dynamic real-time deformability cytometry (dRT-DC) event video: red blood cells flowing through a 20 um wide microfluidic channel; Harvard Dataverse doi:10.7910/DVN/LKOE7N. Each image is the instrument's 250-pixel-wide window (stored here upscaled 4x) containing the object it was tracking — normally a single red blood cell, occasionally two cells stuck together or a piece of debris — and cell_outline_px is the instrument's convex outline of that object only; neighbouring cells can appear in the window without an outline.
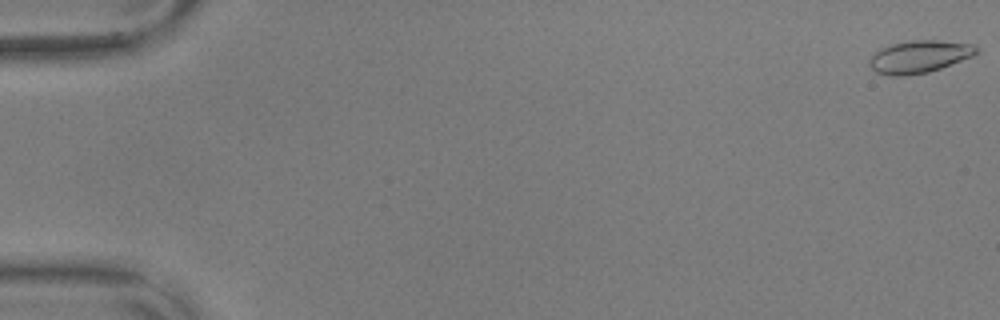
{"species": "common noctule bat (a hibernating species)", "species_latin": "Nyctalus noctula", "temperature_condition": "warm", "stored_images_in_passage": 57, "camera_frame_rate_fps": 3000, "um_per_image_px": 0.085, "animal": {"sex": "male", "body_mass_g": 17.9, "forearm_length_mm": 54.2}, "frame": {"image": 1, "passage_image": 1, "time_ms": 0.0, "image_size_px": [1000, 320], "cell_outline_px": [[980, 52], [972, 56], [940, 68], [928, 72], [908, 76], [888, 76], [876, 72], [868, 64], [868, 60], [880, 48], [892, 44], [908, 40], [936, 40], [976, 44], [980, 48]], "centroid_in_image_um": [78.15, 4.81], "position_along_channel_um": 6.8, "area_um2": 20.46}}
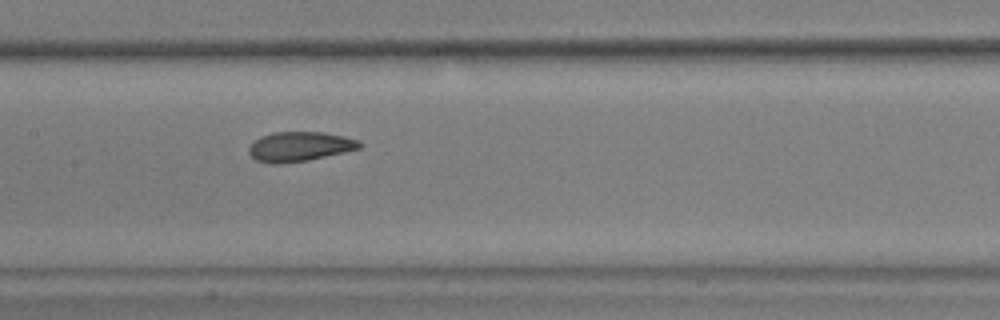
{"frame": {"image": 2, "passage_image": 29, "time_ms": 9.333, "image_size_px": [1000, 320], "cell_outline_px": [[364, 144], [360, 148], [344, 152], [308, 160], [280, 164], [272, 164], [256, 160], [248, 152], [248, 148], [260, 136], [272, 132], [324, 132], [344, 136], [360, 140]], "centroid_in_image_um": [25.49, 12.45], "position_along_channel_um": 181.9, "area_um2": 19.19}}
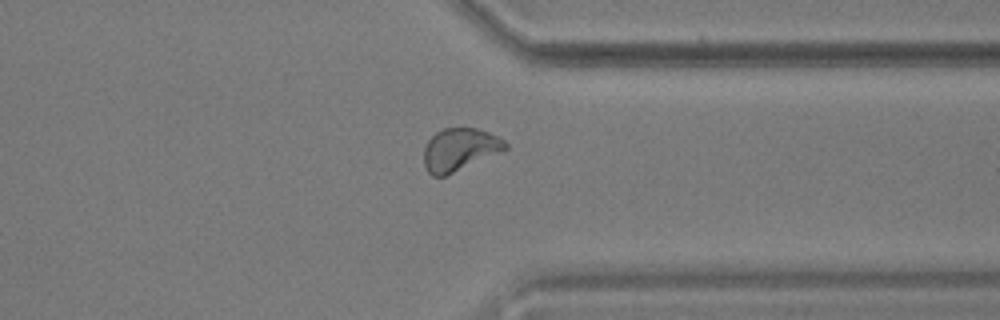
{"frame": {"image": 3, "passage_image": 45, "time_ms": 14.667, "image_size_px": [1000, 320], "cell_outline_px": [[508, 148], [444, 176], [432, 176], [428, 172], [424, 164], [424, 148], [428, 140], [436, 132], [444, 128], [476, 128], [488, 132], [504, 140], [508, 144]], "centroid_in_image_um": [39.04, 12.69], "position_along_channel_um": 372.4, "area_um2": 19.83}, "authors_computed_cell_mechanics": {"area_um2": 19.652, "velocity_mm_per_s": 3.5929, "shape_relaxation_time_tau1_ms": 5.5974, "shape_relaxation_time_tau2_ms": 1.5582, "deformation_change_tau1": 0.1446, "deformation_change_tau2": 0.0634}}